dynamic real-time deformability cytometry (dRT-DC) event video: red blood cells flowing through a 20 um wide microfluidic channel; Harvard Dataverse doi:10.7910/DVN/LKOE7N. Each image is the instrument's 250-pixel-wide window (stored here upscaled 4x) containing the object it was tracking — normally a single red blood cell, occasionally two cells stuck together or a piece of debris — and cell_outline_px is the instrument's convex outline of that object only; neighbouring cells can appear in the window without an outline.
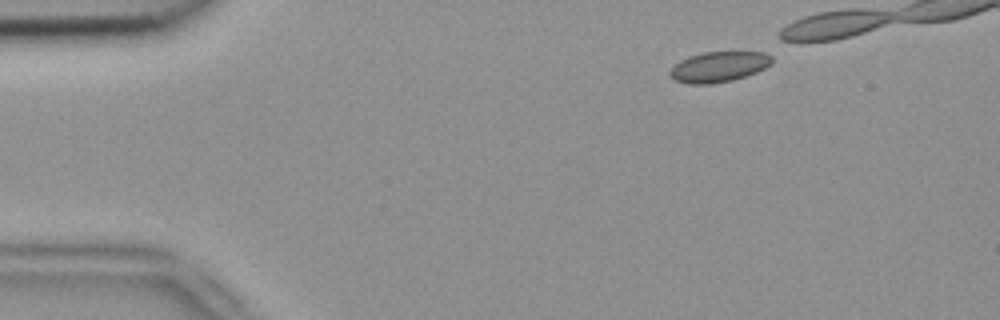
{"species": "common noctule bat (a hibernating species)", "species_latin": "Nyctalus noctula", "temperature_condition": "room temperature", "stored_images_in_passage": 4, "camera_frame_rate_fps": 3000, "um_per_image_px": 0.085, "animal": {"sex": "female", "body_mass_g": 18.4}, "frame": {"image": 1, "passage_image": 1, "time_ms": 0.0, "image_size_px": [1000, 320], "cell_outline_px": [[772, 64], [756, 72], [732, 80], [708, 84], [688, 84], [676, 80], [668, 72], [680, 60], [688, 56], [704, 52], [764, 52], [772, 56]], "centroid_in_image_um": [61.1, 5.67], "position_along_channel_um": 23.9, "area_um2": 17.92}}